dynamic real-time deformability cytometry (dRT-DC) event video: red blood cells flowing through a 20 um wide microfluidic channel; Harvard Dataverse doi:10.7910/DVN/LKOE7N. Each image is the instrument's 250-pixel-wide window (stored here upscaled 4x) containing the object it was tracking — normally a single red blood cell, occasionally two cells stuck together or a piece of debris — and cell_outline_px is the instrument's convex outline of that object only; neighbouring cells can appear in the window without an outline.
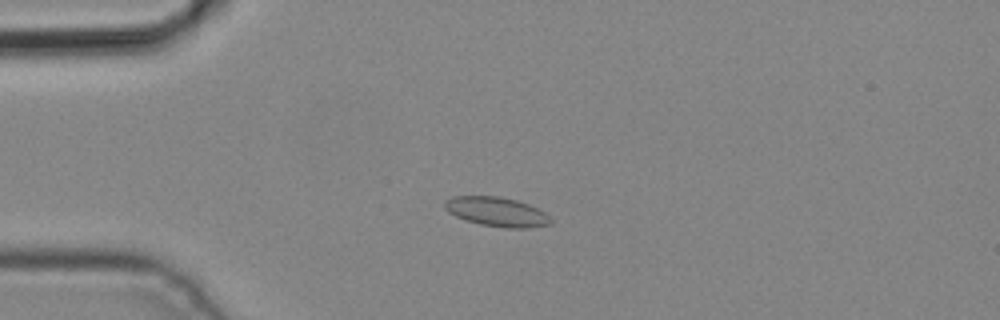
{"species": "common noctule bat (a hibernating species)", "species_latin": "Nyctalus noctula", "temperature_condition": "cold", "stored_images_in_passage": 5, "camera_frame_rate_fps": 3000, "um_per_image_px": 0.085, "animal": {"sex": "male", "body_mass_g": 19.2, "forearm_length_mm": 51.8}, "frame": {"image": 1, "passage_image": 4, "time_ms": 1.0, "image_size_px": [1000, 320], "cell_outline_px": [[552, 224], [524, 228], [504, 228], [480, 224], [456, 216], [448, 212], [444, 208], [444, 200], [452, 196], [496, 196], [516, 200], [528, 204], [544, 212], [552, 220]], "centroid_in_image_um": [42.2, 18.0], "position_along_channel_um": 42.8, "area_um2": 18.03}}
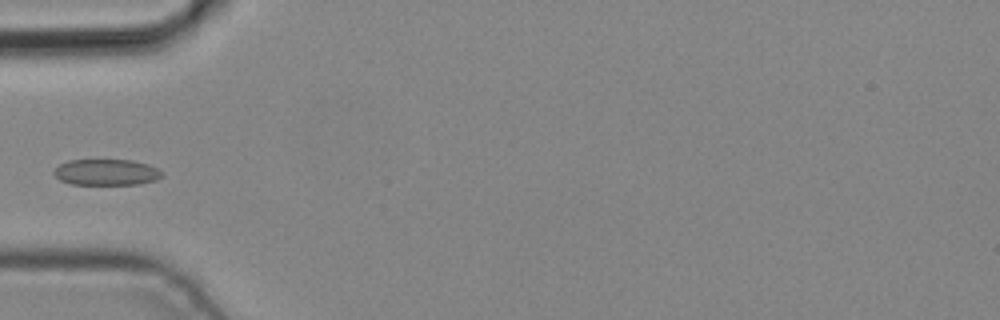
{"frame": {"image": 2, "passage_image": 5, "time_ms": 1.333, "image_size_px": [1000, 320], "cell_outline_px": [[160, 176], [156, 180], [140, 184], [72, 184], [60, 180], [52, 172], [60, 164], [68, 160], [132, 160], [148, 164], [156, 168], [160, 172]], "centroid_in_image_um": [9.01, 14.64], "position_along_channel_um": 76.0, "area_um2": 16.24}}